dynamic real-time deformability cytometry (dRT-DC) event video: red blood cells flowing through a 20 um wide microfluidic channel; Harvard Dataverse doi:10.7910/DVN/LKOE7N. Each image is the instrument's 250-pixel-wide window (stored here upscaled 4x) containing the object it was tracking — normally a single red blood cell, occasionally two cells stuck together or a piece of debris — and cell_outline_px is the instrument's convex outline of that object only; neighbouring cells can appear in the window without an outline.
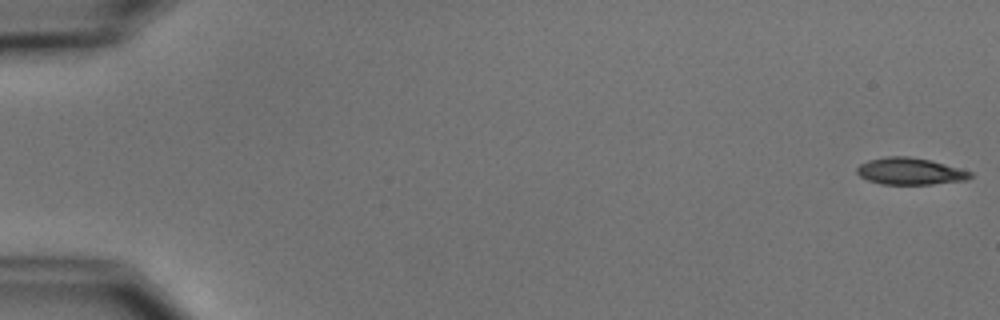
{"species": "common noctule bat (a hibernating species)", "species_latin": "Nyctalus noctula", "temperature_condition": "cold", "stored_images_in_passage": 7, "camera_frame_rate_fps": 3000, "um_per_image_px": 0.085, "animal": {"sex": "male", "body_mass_g": 15.6}, "frame": {"image": 1, "passage_image": 1, "time_ms": 0.0, "image_size_px": [1000, 320], "cell_outline_px": [[972, 176], [968, 180], [932, 184], [880, 184], [868, 180], [860, 176], [856, 172], [856, 168], [860, 164], [868, 160], [888, 156], [908, 156], [932, 160], [972, 172]], "centroid_in_image_um": [77.35, 14.55], "position_along_channel_um": 7.6, "area_um2": 17.8}}
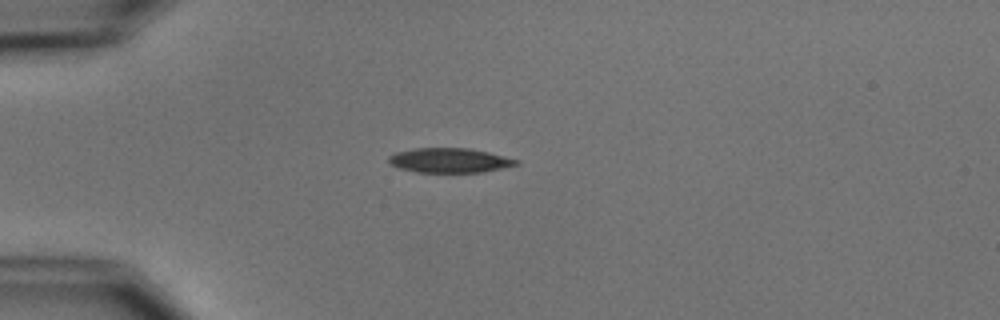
{"frame": {"image": 2, "passage_image": 5, "time_ms": 4.667, "image_size_px": [1000, 320], "cell_outline_px": [[520, 164], [484, 172], [416, 172], [400, 168], [388, 164], [388, 156], [396, 152], [416, 148], [468, 148], [488, 152], [520, 160]], "centroid_in_image_um": [38.21, 13.63], "position_along_channel_um": 46.8, "area_um2": 18.32}}